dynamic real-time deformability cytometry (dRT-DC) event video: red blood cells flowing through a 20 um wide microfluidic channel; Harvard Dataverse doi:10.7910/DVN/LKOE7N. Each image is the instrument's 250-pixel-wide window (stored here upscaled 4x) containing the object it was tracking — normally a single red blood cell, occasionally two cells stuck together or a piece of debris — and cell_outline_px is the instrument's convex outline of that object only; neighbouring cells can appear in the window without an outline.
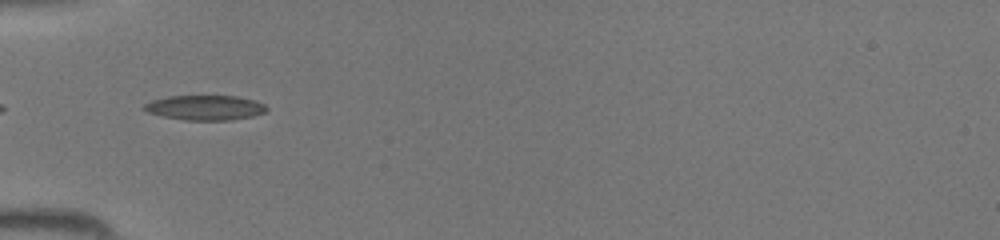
{"species": "common noctule bat (a hibernating species)", "species_latin": "Nyctalus noctula", "temperature_condition": "room temperature", "stored_images_in_passage": 8, "camera_frame_rate_fps": 3000, "um_per_image_px": 0.085, "animal": {"sex": "female", "body_mass_g": 19.5, "forearm_length_mm": 54.1}, "frame": {"image": 1, "passage_image": 6, "time_ms": 1.667, "image_size_px": [1000, 240], "cell_outline_px": [[268, 108], [264, 112], [252, 116], [232, 120], [184, 120], [164, 116], [148, 112], [140, 108], [144, 104], [152, 100], [168, 96], [236, 96], [256, 100], [264, 104]], "centroid_in_image_um": [17.42, 9.15], "position_along_channel_um": 67.6, "area_um2": 17.74}}